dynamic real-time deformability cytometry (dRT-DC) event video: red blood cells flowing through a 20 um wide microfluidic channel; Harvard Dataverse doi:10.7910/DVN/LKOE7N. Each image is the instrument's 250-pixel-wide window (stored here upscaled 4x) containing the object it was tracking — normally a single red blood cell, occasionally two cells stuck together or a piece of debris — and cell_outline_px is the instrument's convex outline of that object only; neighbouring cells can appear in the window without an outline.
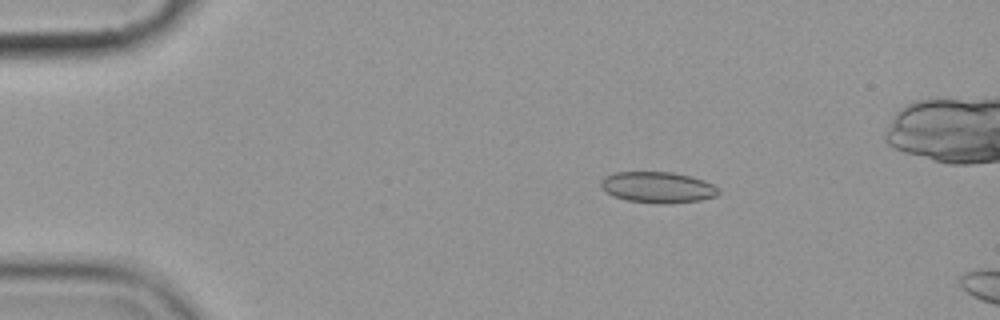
{"species": "common noctule bat (a hibernating species)", "species_latin": "Nyctalus noctula", "temperature_condition": "cold", "stored_images_in_passage": 2, "camera_frame_rate_fps": 3000, "um_per_image_px": 0.085, "animal": {"sex": "female", "body_mass_g": 19.9}, "frame": {"image": 1, "passage_image": 1, "time_ms": 0.0, "image_size_px": [1000, 320], "cell_outline_px": [[720, 192], [716, 196], [700, 200], [664, 204], [660, 204], [628, 200], [612, 196], [604, 192], [600, 188], [600, 180], [604, 176], [616, 172], [672, 172], [692, 176], [704, 180], [712, 184]], "centroid_in_image_um": [55.86, 15.92], "position_along_channel_um": 29.1, "area_um2": 21.44}}